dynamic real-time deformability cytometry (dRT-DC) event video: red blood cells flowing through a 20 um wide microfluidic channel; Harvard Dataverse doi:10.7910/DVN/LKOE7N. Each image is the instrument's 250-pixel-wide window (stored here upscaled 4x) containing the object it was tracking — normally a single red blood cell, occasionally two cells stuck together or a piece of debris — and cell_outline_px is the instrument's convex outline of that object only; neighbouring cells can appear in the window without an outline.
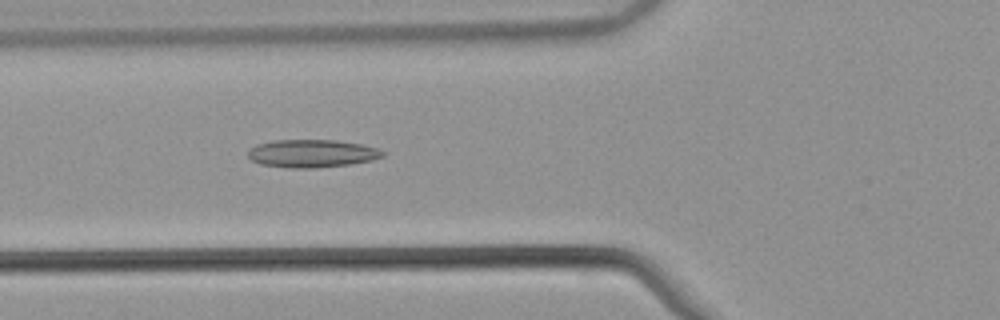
{"species": "common noctule bat (a hibernating species)", "species_latin": "Nyctalus noctula", "temperature_condition": "warm", "stored_images_in_passage": 52, "camera_frame_rate_fps": 3000, "um_per_image_px": 0.085, "animal": {"sex": "male", "body_mass_g": 21.5, "forearm_length_mm": 52.0}, "frame": {"image": 1, "passage_image": 19, "time_ms": 6.0, "image_size_px": [1000, 320], "cell_outline_px": [[388, 152], [384, 156], [372, 160], [348, 164], [316, 168], [288, 168], [260, 164], [252, 160], [248, 156], [248, 152], [256, 144], [272, 140], [336, 140], [360, 144], [380, 148]], "centroid_in_image_um": [26.55, 13.04], "position_along_channel_um": 99.3, "area_um2": 22.02}}
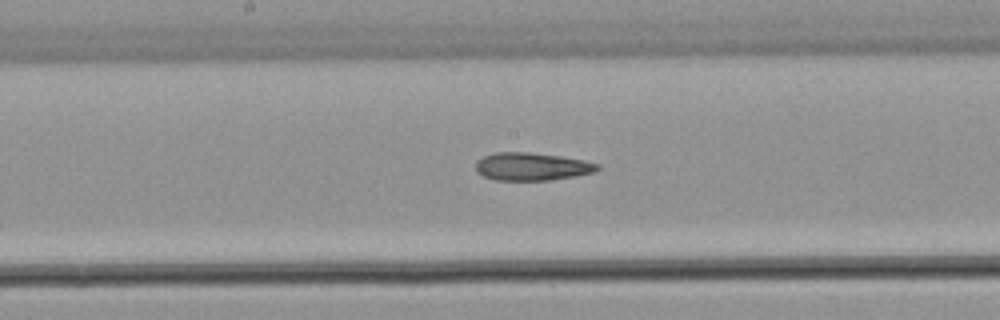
{"frame": {"image": 2, "passage_image": 27, "time_ms": 8.667, "image_size_px": [1000, 320], "cell_outline_px": [[600, 168], [592, 172], [576, 176], [552, 180], [496, 180], [484, 176], [476, 172], [476, 160], [484, 156], [496, 152], [528, 152], [560, 156], [584, 160], [600, 164]], "centroid_in_image_um": [45.2, 14.15], "position_along_channel_um": 203.0, "area_um2": 19.77}}
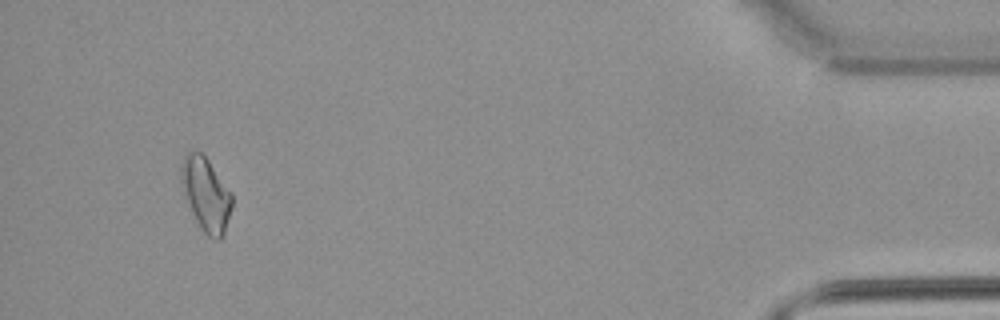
{"frame": {"image": 3, "passage_image": 49, "time_ms": 16.0, "image_size_px": [1000, 320], "cell_outline_px": [[232, 208], [224, 236], [220, 240], [212, 240], [200, 228], [184, 196], [180, 180], [180, 168], [184, 156], [188, 152], [200, 152], [208, 160], [232, 196]], "centroid_in_image_um": [17.49, 16.57], "position_along_channel_um": 417.7, "area_um2": 21.62}}